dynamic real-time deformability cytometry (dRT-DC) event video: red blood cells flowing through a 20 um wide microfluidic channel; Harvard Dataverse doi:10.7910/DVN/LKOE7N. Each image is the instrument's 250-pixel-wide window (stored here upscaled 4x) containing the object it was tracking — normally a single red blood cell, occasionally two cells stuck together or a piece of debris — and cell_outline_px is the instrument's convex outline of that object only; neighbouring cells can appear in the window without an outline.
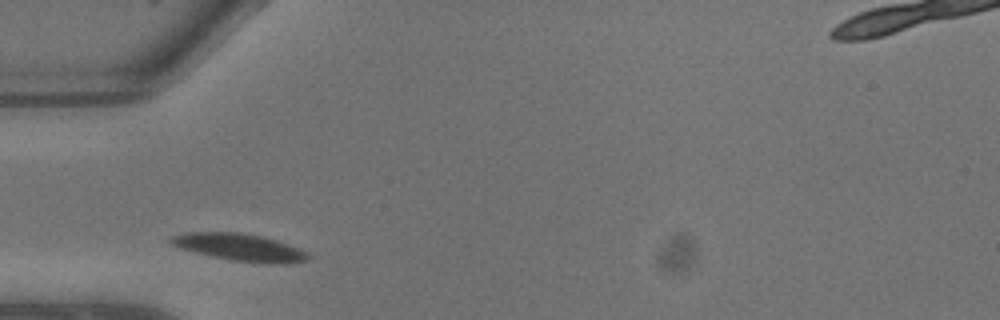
{"species": "common noctule bat (a hibernating species)", "species_latin": "Nyctalus noctula", "temperature_condition": "warm", "stored_images_in_passage": 2, "camera_frame_rate_fps": 3000, "um_per_image_px": 0.085, "animal": {"sex": "male", "body_mass_g": 13.3}, "frame": {"image": 1, "passage_image": 1, "time_ms": 0.0, "image_size_px": [1000, 320], "cell_outline_px": [[308, 260], [288, 264], [272, 264], [232, 260], [212, 256], [180, 248], [168, 244], [168, 240], [172, 236], [184, 232], [240, 232], [260, 236], [276, 240], [308, 252]], "centroid_in_image_um": [20.34, 21.02], "position_along_channel_um": 64.7, "area_um2": 21.73}}